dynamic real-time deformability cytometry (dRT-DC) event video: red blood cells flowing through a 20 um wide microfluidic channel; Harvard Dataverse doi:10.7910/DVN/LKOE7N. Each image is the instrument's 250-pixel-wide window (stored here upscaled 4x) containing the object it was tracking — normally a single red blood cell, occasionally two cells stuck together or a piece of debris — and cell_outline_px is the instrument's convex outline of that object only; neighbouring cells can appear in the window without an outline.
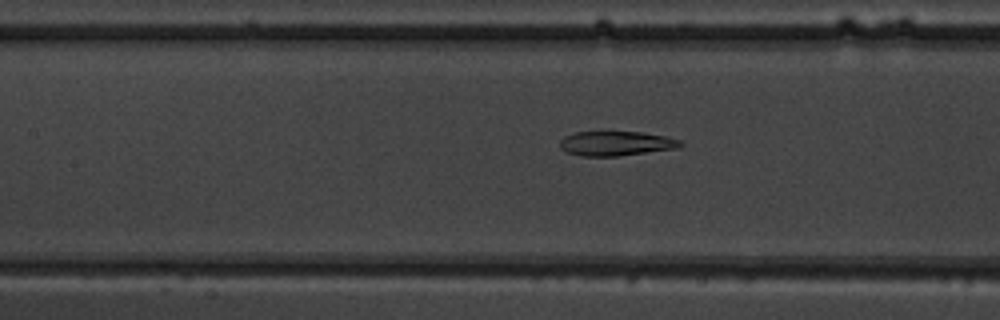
{"species": "common noctule bat (a hibernating species)", "species_latin": "Nyctalus noctula", "temperature_condition": "warm", "stored_images_in_passage": 47, "segment_of_instrument_passage": [1, 2], "camera_frame_rate_fps": 3000, "um_per_image_px": 0.085, "animal": {"sex": "male", "body_mass_g": 19.5, "forearm_length_mm": 54.6}, "frame": {"image": 1, "passage_image": 21, "time_ms": 6.667, "image_size_px": [1000, 320], "cell_outline_px": [[684, 144], [680, 148], [620, 156], [584, 156], [568, 152], [560, 148], [560, 140], [564, 136], [576, 132], [640, 132], [668, 136], [680, 140]], "centroid_in_image_um": [52.42, 12.19], "position_along_channel_um": 155.0, "area_um2": 17.34}}
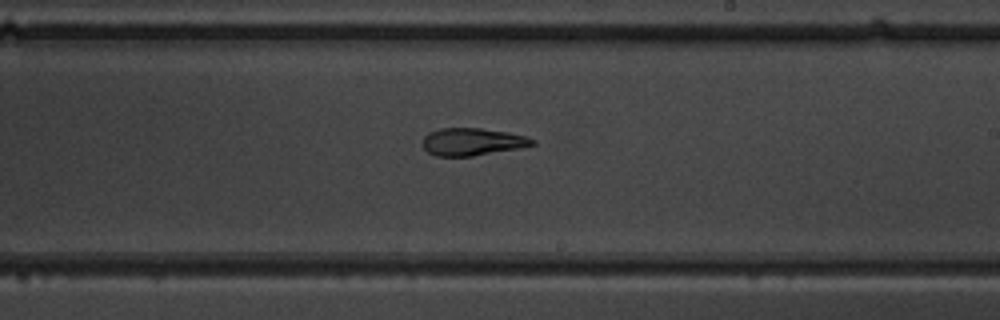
{"frame": {"image": 2, "passage_image": 28, "time_ms": 9.0, "image_size_px": [1000, 320], "cell_outline_px": [[536, 144], [516, 148], [472, 156], [436, 156], [428, 152], [424, 148], [424, 136], [428, 132], [440, 128], [480, 128], [508, 132], [528, 136], [536, 140]], "centroid_in_image_um": [40.15, 12.04], "position_along_channel_um": 248.8, "area_um2": 17.46}}
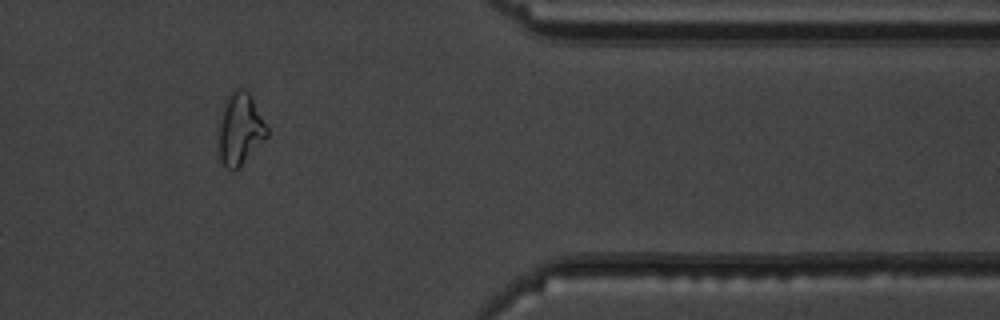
{"frame": {"image": 3, "passage_image": 40, "time_ms": 13.0, "image_size_px": [1000, 320], "cell_outline_px": [[268, 136], [236, 168], [228, 168], [220, 160], [216, 152], [220, 124], [224, 100], [228, 92], [232, 88], [244, 88], [248, 92], [268, 128]], "centroid_in_image_um": [20.36, 10.91], "position_along_channel_um": 391.0, "area_um2": 20.11}}